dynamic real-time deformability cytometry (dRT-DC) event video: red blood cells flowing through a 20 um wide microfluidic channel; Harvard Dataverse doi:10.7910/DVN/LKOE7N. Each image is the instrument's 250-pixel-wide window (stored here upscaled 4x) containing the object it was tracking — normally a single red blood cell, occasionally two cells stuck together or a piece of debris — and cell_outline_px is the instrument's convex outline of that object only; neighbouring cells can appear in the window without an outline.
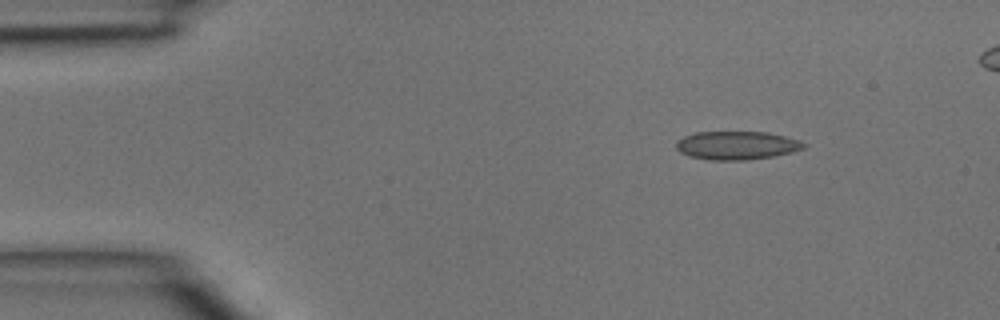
{"species": "common noctule bat (a hibernating species)", "species_latin": "Nyctalus noctula", "temperature_condition": "room temperature", "stored_images_in_passage": 5, "segment_of_instrument_passage": [2, 2], "camera_frame_rate_fps": 3000, "um_per_image_px": 0.085, "animal": {"sex": "male", "body_mass_g": 15.6}, "frame": {"image": 1, "passage_image": 5, "time_ms": 1.333, "image_size_px": [1000, 320], "cell_outline_px": [[808, 144], [804, 148], [792, 152], [776, 156], [748, 160], [708, 160], [688, 156], [680, 152], [676, 148], [676, 140], [684, 136], [696, 132], [768, 132], [800, 140]], "centroid_in_image_um": [62.63, 12.36], "position_along_channel_um": 22.4, "area_um2": 21.39}}